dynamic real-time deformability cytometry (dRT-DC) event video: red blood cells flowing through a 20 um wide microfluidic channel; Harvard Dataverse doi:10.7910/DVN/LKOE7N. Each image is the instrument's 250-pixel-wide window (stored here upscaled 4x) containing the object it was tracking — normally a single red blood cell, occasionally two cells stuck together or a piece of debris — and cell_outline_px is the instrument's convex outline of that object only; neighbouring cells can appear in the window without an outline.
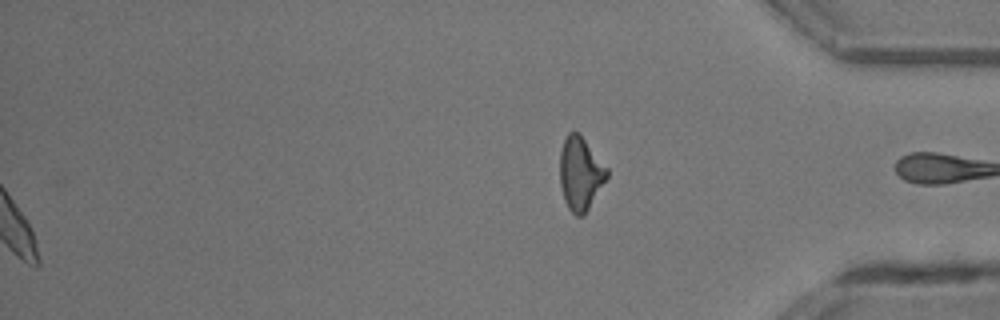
{"species": "common noctule bat (a hibernating species)", "species_latin": "Nyctalus noctula", "temperature_condition": "room temperature", "stored_images_in_passage": 40, "segment_of_instrument_passage": [2, 2], "camera_frame_rate_fps": 3000, "um_per_image_px": 0.085, "animal": {"sex": "male", "body_mass_g": 13.3}, "frame": {"image": 1, "passage_image": 40, "time_ms": 13.0, "image_size_px": [1000, 320], "cell_outline_px": [[608, 176], [584, 216], [576, 216], [568, 208], [564, 200], [560, 184], [560, 152], [564, 140], [568, 132], [580, 132], [608, 168]], "centroid_in_image_um": [49.33, 14.73], "position_along_channel_um": 385.9, "area_um2": 20.23}}